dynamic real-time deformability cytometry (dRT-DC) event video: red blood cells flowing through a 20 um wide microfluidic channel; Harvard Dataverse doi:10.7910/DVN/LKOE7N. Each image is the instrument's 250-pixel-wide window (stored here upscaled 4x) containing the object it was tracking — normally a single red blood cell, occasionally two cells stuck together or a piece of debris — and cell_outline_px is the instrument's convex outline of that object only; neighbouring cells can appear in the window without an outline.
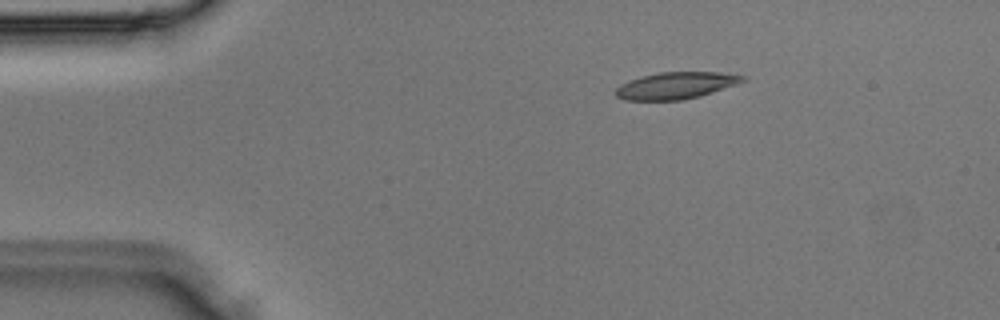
{"species": "Egyptian fruit bat (a non-hibernating species)", "species_latin": "Rousettus aegyptiacus", "temperature_condition": "room temperature", "stored_images_in_passage": 2, "camera_frame_rate_fps": 3000, "um_per_image_px": 0.085, "animal": {"sex": "male"}, "frame": {"image": 1, "passage_image": 1, "time_ms": 0.0, "image_size_px": [1000, 320], "cell_outline_px": [[748, 80], [700, 96], [680, 100], [624, 100], [616, 96], [616, 88], [620, 84], [628, 80], [640, 76], [660, 72], [720, 72], [748, 76]], "centroid_in_image_um": [57.46, 7.26], "position_along_channel_um": 27.5, "area_um2": 19.94}}
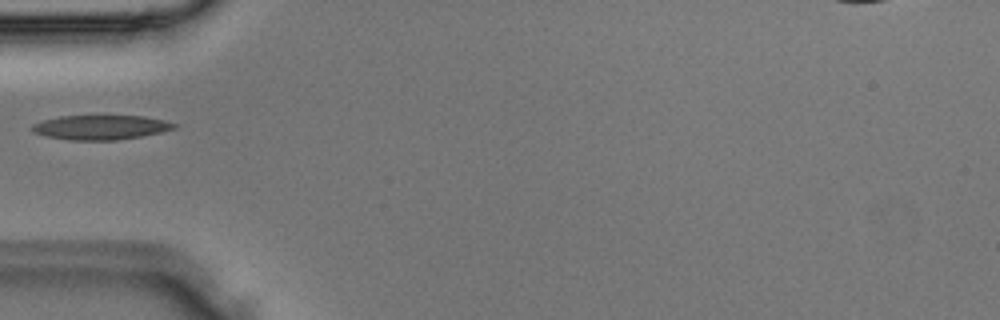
{"frame": {"image": 2, "passage_image": 2, "time_ms": 0.333, "image_size_px": [1000, 320], "cell_outline_px": [[180, 124], [176, 128], [160, 132], [140, 136], [116, 140], [68, 140], [44, 136], [32, 132], [32, 124], [44, 120], [60, 116], [144, 116], [164, 120]], "centroid_in_image_um": [8.56, 10.82], "position_along_channel_um": 76.4, "area_um2": 20.29}}